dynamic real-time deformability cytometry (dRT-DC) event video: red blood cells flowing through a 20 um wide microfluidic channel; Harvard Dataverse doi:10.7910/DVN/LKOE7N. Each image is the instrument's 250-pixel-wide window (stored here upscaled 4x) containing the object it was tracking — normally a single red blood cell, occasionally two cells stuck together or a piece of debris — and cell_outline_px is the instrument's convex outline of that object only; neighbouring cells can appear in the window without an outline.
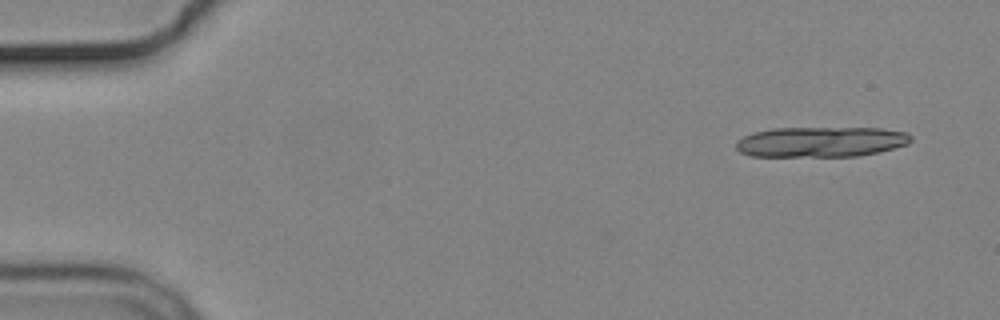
{"species": "common noctule bat (a hibernating species)", "species_latin": "Nyctalus noctula", "temperature_condition": "cold", "stored_images_in_passage": 13, "camera_frame_rate_fps": 3000, "um_per_image_px": 0.085, "animal": {"sex": "male", "body_mass_g": 19.2, "forearm_length_mm": 51.8}, "frame": {"image": 1, "passage_image": 1, "time_ms": 0.0, "image_size_px": [1000, 320], "cell_outline_px": [[912, 140], [908, 144], [880, 152], [860, 156], [748, 156], [740, 152], [736, 148], [736, 144], [744, 136], [752, 132], [772, 128], [880, 128], [908, 132], [912, 136]], "centroid_in_image_um": [69.81, 12.05], "position_along_channel_um": 15.2, "area_um2": 31.1}}
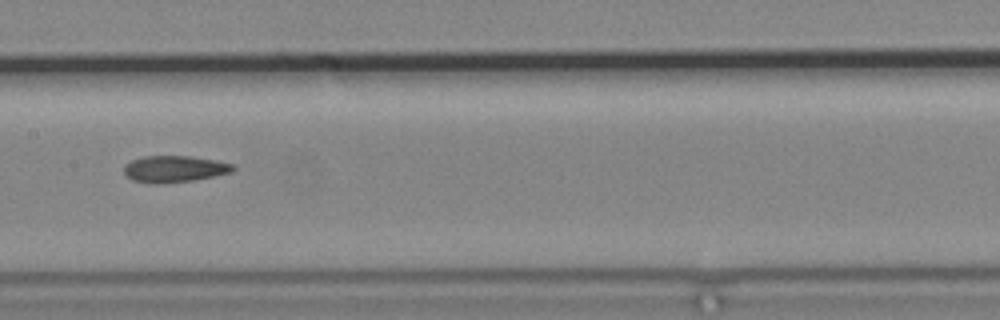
{"frame": {"image": 2, "passage_image": 7, "time_ms": 8.333, "image_size_px": [1000, 320], "cell_outline_px": [[236, 168], [232, 172], [192, 180], [156, 184], [148, 184], [132, 180], [124, 172], [124, 164], [132, 160], [144, 156], [188, 156], [216, 160], [232, 164]], "centroid_in_image_um": [14.79, 14.36], "position_along_channel_um": 192.6, "area_um2": 16.82}}
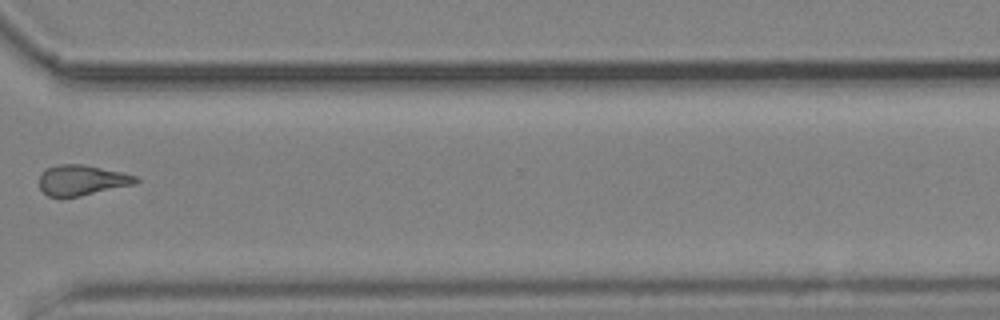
{"frame": {"image": 3, "passage_image": 11, "time_ms": 13.0, "image_size_px": [1000, 320], "cell_outline_px": [[140, 180], [136, 184], [80, 196], [48, 196], [40, 188], [40, 176], [48, 168], [56, 164], [84, 164], [120, 172], [136, 176]], "centroid_in_image_um": [6.99, 15.31], "position_along_channel_um": 363.6, "area_um2": 16.88}}